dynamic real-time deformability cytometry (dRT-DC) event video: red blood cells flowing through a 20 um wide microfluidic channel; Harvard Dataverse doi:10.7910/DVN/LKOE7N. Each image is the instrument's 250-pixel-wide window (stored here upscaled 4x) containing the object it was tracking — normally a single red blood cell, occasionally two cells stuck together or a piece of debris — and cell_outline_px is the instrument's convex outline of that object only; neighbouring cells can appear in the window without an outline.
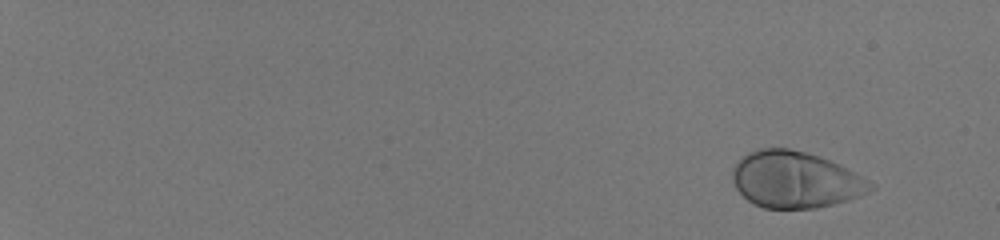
{"species": "human", "species_latin": "Homo sapiens", "temperature_condition": "room temperature", "stored_images_in_passage": 55, "camera_frame_rate_fps": 3000, "um_per_image_px": 0.085, "donor": {"sex": "male"}, "frame": {"image": 1, "passage_image": 5, "time_ms": 1.333, "image_size_px": [1000, 240], "cell_outline_px": [[876, 188], [860, 196], [848, 200], [816, 208], [764, 208], [748, 200], [736, 188], [732, 180], [732, 168], [740, 156], [748, 152], [760, 148], [788, 148], [820, 156], [840, 164], [876, 184]], "centroid_in_image_um": [67.61, 15.26], "position_along_channel_um": 17.4, "area_um2": 45.66}}
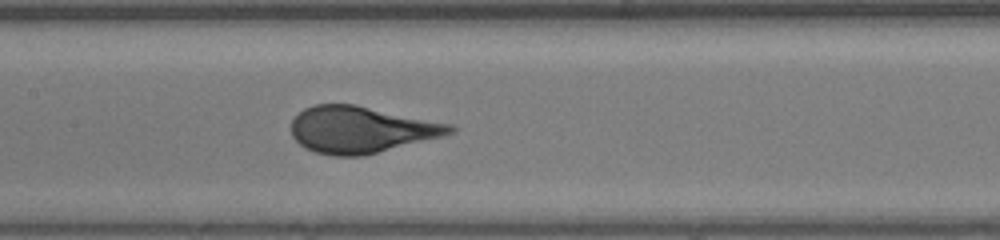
{"frame": {"image": 2, "passage_image": 33, "time_ms": 10.667, "image_size_px": [1000, 240], "cell_outline_px": [[456, 132], [444, 136], [364, 156], [332, 156], [316, 152], [304, 148], [292, 136], [292, 120], [304, 108], [312, 104], [356, 104], [452, 124], [456, 128]], "centroid_in_image_um": [30.71, 11.02], "position_along_channel_um": 176.7, "area_um2": 43.41}}
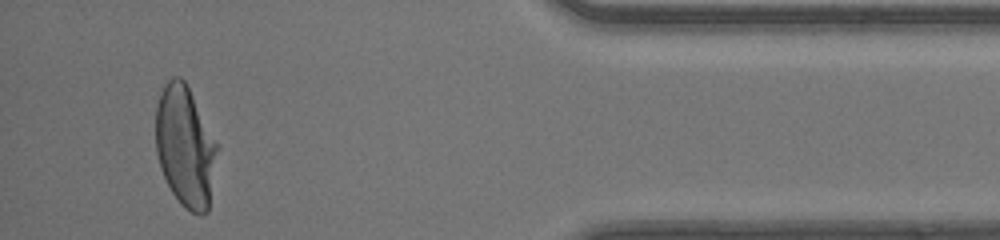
{"frame": {"image": 3, "passage_image": 53, "time_ms": 17.333, "image_size_px": [1000, 240], "cell_outline_px": [[220, 148], [208, 212], [200, 216], [184, 208], [180, 204], [172, 192], [160, 168], [156, 152], [156, 104], [160, 92], [164, 84], [172, 76], [180, 76], [184, 80], [220, 144]], "centroid_in_image_um": [15.78, 12.46], "position_along_channel_um": 419.4, "area_um2": 44.33}}